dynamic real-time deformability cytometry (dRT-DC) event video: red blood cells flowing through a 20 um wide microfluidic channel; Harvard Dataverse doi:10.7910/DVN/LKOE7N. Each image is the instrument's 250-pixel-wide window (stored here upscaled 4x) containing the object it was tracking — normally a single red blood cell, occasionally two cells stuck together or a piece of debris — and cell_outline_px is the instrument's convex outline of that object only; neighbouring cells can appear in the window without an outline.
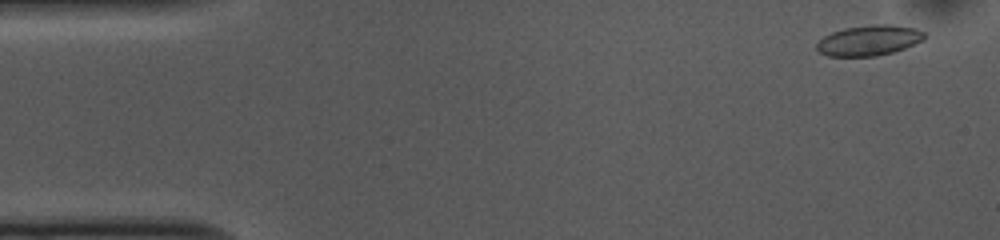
{"species": "common noctule bat (a hibernating species)", "species_latin": "Nyctalus noctula", "temperature_condition": "cold", "stored_images_in_passage": 53, "camera_frame_rate_fps": 3000, "um_per_image_px": 0.085, "animal": {"sex": "female", "body_mass_g": 10.0, "forearm_length_mm": 53.1}, "frame": {"image": 1, "passage_image": 3, "time_ms": 0.667, "image_size_px": [1000, 240], "cell_outline_px": [[928, 36], [924, 40], [904, 48], [892, 52], [876, 56], [828, 56], [820, 52], [816, 48], [816, 44], [824, 36], [832, 32], [844, 28], [876, 24], [888, 24], [916, 28], [924, 32]], "centroid_in_image_um": [73.89, 3.43], "position_along_channel_um": 11.1, "area_um2": 19.07}}
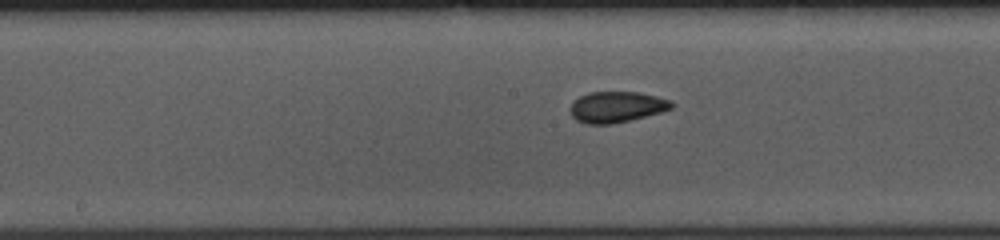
{"frame": {"image": 2, "passage_image": 26, "time_ms": 8.333, "image_size_px": [1000, 240], "cell_outline_px": [[676, 104], [672, 108], [660, 112], [612, 124], [588, 124], [576, 120], [572, 116], [572, 104], [580, 96], [588, 92], [636, 92], [656, 96], [672, 100]], "centroid_in_image_um": [52.45, 9.08], "position_along_channel_um": 195.8, "area_um2": 18.03}}
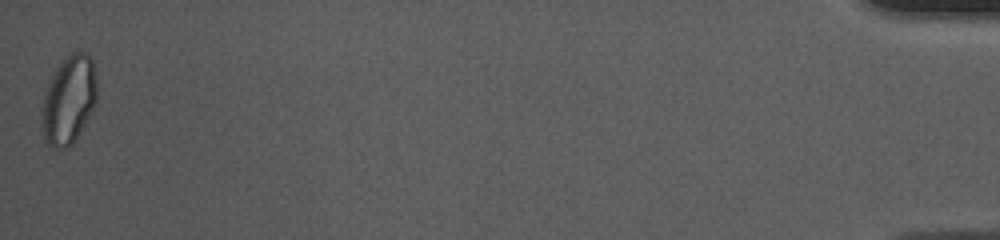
{"frame": {"image": 3, "passage_image": 53, "time_ms": 17.333, "image_size_px": [1000, 240], "cell_outline_px": [[96, 100], [84, 124], [72, 144], [68, 148], [52, 148], [44, 140], [40, 124], [40, 108], [44, 92], [48, 80], [56, 68], [76, 48], [88, 52], [92, 60], [96, 80]], "centroid_in_image_um": [5.79, 8.48], "position_along_channel_um": 429.4, "area_um2": 28.78}, "authors_computed_cell_mechanics": {"area_um2": 18.6116, "velocity_mm_per_s": 3.7064, "shape_relaxation_time_tau1_ms": 6.9525, "shape_relaxation_time_tau2_ms": 1.5398, "deformation_change_tau1": 0.1261, "deformation_change_tau2": 0.0557}}